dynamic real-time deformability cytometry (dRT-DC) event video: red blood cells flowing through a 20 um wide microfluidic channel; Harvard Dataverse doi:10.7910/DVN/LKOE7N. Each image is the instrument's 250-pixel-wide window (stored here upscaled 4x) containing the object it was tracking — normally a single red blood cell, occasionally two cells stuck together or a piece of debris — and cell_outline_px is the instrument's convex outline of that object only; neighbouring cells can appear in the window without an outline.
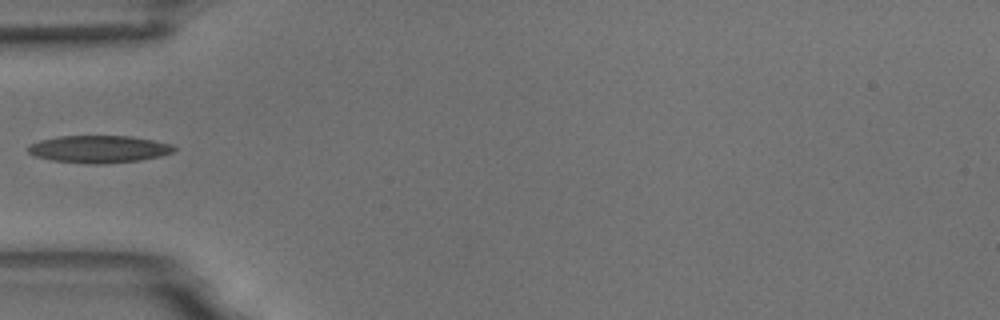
{"species": "common noctule bat (a hibernating species)", "species_latin": "Nyctalus noctula", "temperature_condition": "room temperature", "stored_images_in_passage": 5, "camera_frame_rate_fps": 3000, "um_per_image_px": 0.085, "animal": {"sex": "male", "body_mass_g": 18.8}, "frame": {"image": 1, "passage_image": 5, "time_ms": 5.333, "image_size_px": [1000, 320], "cell_outline_px": [[176, 148], [172, 152], [160, 156], [140, 160], [104, 164], [84, 164], [52, 160], [36, 156], [28, 152], [28, 144], [40, 140], [60, 136], [132, 136], [172, 144]], "centroid_in_image_um": [8.39, 12.68], "position_along_channel_um": 76.6, "area_um2": 23.29}}